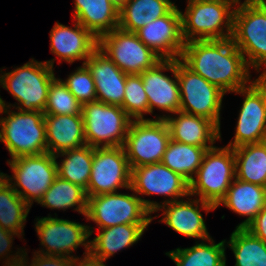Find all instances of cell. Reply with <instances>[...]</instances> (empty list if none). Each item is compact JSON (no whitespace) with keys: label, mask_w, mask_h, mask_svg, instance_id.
Listing matches in <instances>:
<instances>
[{"label":"cell","mask_w":266,"mask_h":266,"mask_svg":"<svg viewBox=\"0 0 266 266\" xmlns=\"http://www.w3.org/2000/svg\"><path fill=\"white\" fill-rule=\"evenodd\" d=\"M180 59L224 93L244 88L250 81V68L231 38L188 41Z\"/></svg>","instance_id":"obj_1"},{"label":"cell","mask_w":266,"mask_h":266,"mask_svg":"<svg viewBox=\"0 0 266 266\" xmlns=\"http://www.w3.org/2000/svg\"><path fill=\"white\" fill-rule=\"evenodd\" d=\"M0 104V113L9 114L5 118H0V141L5 144L11 158L46 153L44 113L40 111L13 112L7 110L11 105L7 106L2 99Z\"/></svg>","instance_id":"obj_2"},{"label":"cell","mask_w":266,"mask_h":266,"mask_svg":"<svg viewBox=\"0 0 266 266\" xmlns=\"http://www.w3.org/2000/svg\"><path fill=\"white\" fill-rule=\"evenodd\" d=\"M233 6L227 0H188L185 13L181 12L185 42L232 38ZM223 25L226 26V34Z\"/></svg>","instance_id":"obj_3"},{"label":"cell","mask_w":266,"mask_h":266,"mask_svg":"<svg viewBox=\"0 0 266 266\" xmlns=\"http://www.w3.org/2000/svg\"><path fill=\"white\" fill-rule=\"evenodd\" d=\"M159 206L140 196L115 192L88 197L85 216L95 222L99 230L119 224H150L154 217L149 214Z\"/></svg>","instance_id":"obj_4"},{"label":"cell","mask_w":266,"mask_h":266,"mask_svg":"<svg viewBox=\"0 0 266 266\" xmlns=\"http://www.w3.org/2000/svg\"><path fill=\"white\" fill-rule=\"evenodd\" d=\"M54 59L38 62L34 59L11 72L0 75V83L24 107L18 111L44 112L49 86L55 79Z\"/></svg>","instance_id":"obj_5"},{"label":"cell","mask_w":266,"mask_h":266,"mask_svg":"<svg viewBox=\"0 0 266 266\" xmlns=\"http://www.w3.org/2000/svg\"><path fill=\"white\" fill-rule=\"evenodd\" d=\"M195 175L197 178L189 182L190 196L199 195L200 200L216 207L236 178L233 148L215 146L207 150Z\"/></svg>","instance_id":"obj_6"},{"label":"cell","mask_w":266,"mask_h":266,"mask_svg":"<svg viewBox=\"0 0 266 266\" xmlns=\"http://www.w3.org/2000/svg\"><path fill=\"white\" fill-rule=\"evenodd\" d=\"M86 144L93 148L123 146L131 119L116 105L93 101L82 105Z\"/></svg>","instance_id":"obj_7"},{"label":"cell","mask_w":266,"mask_h":266,"mask_svg":"<svg viewBox=\"0 0 266 266\" xmlns=\"http://www.w3.org/2000/svg\"><path fill=\"white\" fill-rule=\"evenodd\" d=\"M232 40L248 67L266 66V9L259 3L240 4L235 9ZM246 55L248 59H246ZM266 77V70L260 75Z\"/></svg>","instance_id":"obj_8"},{"label":"cell","mask_w":266,"mask_h":266,"mask_svg":"<svg viewBox=\"0 0 266 266\" xmlns=\"http://www.w3.org/2000/svg\"><path fill=\"white\" fill-rule=\"evenodd\" d=\"M170 139L164 119L132 120L123 145L130 168L161 163Z\"/></svg>","instance_id":"obj_9"},{"label":"cell","mask_w":266,"mask_h":266,"mask_svg":"<svg viewBox=\"0 0 266 266\" xmlns=\"http://www.w3.org/2000/svg\"><path fill=\"white\" fill-rule=\"evenodd\" d=\"M8 164L14 175H6V180L30 207L34 200L38 202L42 198L58 176L56 158L48 152L11 159ZM13 178L15 182L12 185Z\"/></svg>","instance_id":"obj_10"},{"label":"cell","mask_w":266,"mask_h":266,"mask_svg":"<svg viewBox=\"0 0 266 266\" xmlns=\"http://www.w3.org/2000/svg\"><path fill=\"white\" fill-rule=\"evenodd\" d=\"M98 49L127 75L140 74L162 60L135 32L119 27L98 38Z\"/></svg>","instance_id":"obj_11"},{"label":"cell","mask_w":266,"mask_h":266,"mask_svg":"<svg viewBox=\"0 0 266 266\" xmlns=\"http://www.w3.org/2000/svg\"><path fill=\"white\" fill-rule=\"evenodd\" d=\"M180 111L201 116L220 128V110L224 92L189 69L177 59Z\"/></svg>","instance_id":"obj_12"},{"label":"cell","mask_w":266,"mask_h":266,"mask_svg":"<svg viewBox=\"0 0 266 266\" xmlns=\"http://www.w3.org/2000/svg\"><path fill=\"white\" fill-rule=\"evenodd\" d=\"M131 168L123 146L93 148L87 198L115 193L118 188L130 189Z\"/></svg>","instance_id":"obj_13"},{"label":"cell","mask_w":266,"mask_h":266,"mask_svg":"<svg viewBox=\"0 0 266 266\" xmlns=\"http://www.w3.org/2000/svg\"><path fill=\"white\" fill-rule=\"evenodd\" d=\"M249 83V86L235 91L245 95V99L239 113L234 142L227 145L230 148L266 141V77L259 76Z\"/></svg>","instance_id":"obj_14"},{"label":"cell","mask_w":266,"mask_h":266,"mask_svg":"<svg viewBox=\"0 0 266 266\" xmlns=\"http://www.w3.org/2000/svg\"><path fill=\"white\" fill-rule=\"evenodd\" d=\"M35 227L41 245L47 248L46 252L41 250L37 253L74 259L70 253L82 245L87 251L83 254H89L87 239L93 233L92 227L89 230L90 226L51 216L38 218Z\"/></svg>","instance_id":"obj_15"},{"label":"cell","mask_w":266,"mask_h":266,"mask_svg":"<svg viewBox=\"0 0 266 266\" xmlns=\"http://www.w3.org/2000/svg\"><path fill=\"white\" fill-rule=\"evenodd\" d=\"M135 33L161 59L181 58L186 42L182 35L181 11L176 6Z\"/></svg>","instance_id":"obj_16"},{"label":"cell","mask_w":266,"mask_h":266,"mask_svg":"<svg viewBox=\"0 0 266 266\" xmlns=\"http://www.w3.org/2000/svg\"><path fill=\"white\" fill-rule=\"evenodd\" d=\"M130 189L137 195L159 194L171 197V201L165 200L162 204L190 196L189 182L162 163L131 168Z\"/></svg>","instance_id":"obj_17"},{"label":"cell","mask_w":266,"mask_h":266,"mask_svg":"<svg viewBox=\"0 0 266 266\" xmlns=\"http://www.w3.org/2000/svg\"><path fill=\"white\" fill-rule=\"evenodd\" d=\"M166 70L174 74V80L162 73ZM140 75L148 98L149 113H153L155 107L171 113L180 111L177 59H162Z\"/></svg>","instance_id":"obj_18"},{"label":"cell","mask_w":266,"mask_h":266,"mask_svg":"<svg viewBox=\"0 0 266 266\" xmlns=\"http://www.w3.org/2000/svg\"><path fill=\"white\" fill-rule=\"evenodd\" d=\"M83 64L88 67L94 80L96 100L121 107L127 74L98 48Z\"/></svg>","instance_id":"obj_19"},{"label":"cell","mask_w":266,"mask_h":266,"mask_svg":"<svg viewBox=\"0 0 266 266\" xmlns=\"http://www.w3.org/2000/svg\"><path fill=\"white\" fill-rule=\"evenodd\" d=\"M199 202H201V209L207 213L216 209L213 204L197 198V200L183 201L181 199L161 204L155 212L164 208L162 222L181 235L208 241L211 237L200 213Z\"/></svg>","instance_id":"obj_20"},{"label":"cell","mask_w":266,"mask_h":266,"mask_svg":"<svg viewBox=\"0 0 266 266\" xmlns=\"http://www.w3.org/2000/svg\"><path fill=\"white\" fill-rule=\"evenodd\" d=\"M74 29L60 23L54 25L50 32L51 53L68 63L87 60L98 48V39L77 21Z\"/></svg>","instance_id":"obj_21"},{"label":"cell","mask_w":266,"mask_h":266,"mask_svg":"<svg viewBox=\"0 0 266 266\" xmlns=\"http://www.w3.org/2000/svg\"><path fill=\"white\" fill-rule=\"evenodd\" d=\"M175 114L178 117L163 115L157 118L166 121L172 140L209 150L215 147L213 146L215 140L221 138L220 128L209 119L182 111H177Z\"/></svg>","instance_id":"obj_22"},{"label":"cell","mask_w":266,"mask_h":266,"mask_svg":"<svg viewBox=\"0 0 266 266\" xmlns=\"http://www.w3.org/2000/svg\"><path fill=\"white\" fill-rule=\"evenodd\" d=\"M47 152L53 155L86 145L82 114H44Z\"/></svg>","instance_id":"obj_23"},{"label":"cell","mask_w":266,"mask_h":266,"mask_svg":"<svg viewBox=\"0 0 266 266\" xmlns=\"http://www.w3.org/2000/svg\"><path fill=\"white\" fill-rule=\"evenodd\" d=\"M74 8V19L97 39L119 26V7L111 0H75Z\"/></svg>","instance_id":"obj_24"},{"label":"cell","mask_w":266,"mask_h":266,"mask_svg":"<svg viewBox=\"0 0 266 266\" xmlns=\"http://www.w3.org/2000/svg\"><path fill=\"white\" fill-rule=\"evenodd\" d=\"M221 204L239 215L249 216L237 226L245 228L266 206V187L235 178L216 208Z\"/></svg>","instance_id":"obj_25"},{"label":"cell","mask_w":266,"mask_h":266,"mask_svg":"<svg viewBox=\"0 0 266 266\" xmlns=\"http://www.w3.org/2000/svg\"><path fill=\"white\" fill-rule=\"evenodd\" d=\"M148 225L119 224L103 228L92 241H89V254L94 258L106 261L117 251L136 243Z\"/></svg>","instance_id":"obj_26"},{"label":"cell","mask_w":266,"mask_h":266,"mask_svg":"<svg viewBox=\"0 0 266 266\" xmlns=\"http://www.w3.org/2000/svg\"><path fill=\"white\" fill-rule=\"evenodd\" d=\"M175 3L170 0H126L119 7V28L136 32L146 24L167 15Z\"/></svg>","instance_id":"obj_27"},{"label":"cell","mask_w":266,"mask_h":266,"mask_svg":"<svg viewBox=\"0 0 266 266\" xmlns=\"http://www.w3.org/2000/svg\"><path fill=\"white\" fill-rule=\"evenodd\" d=\"M236 178L266 187V141L233 148Z\"/></svg>","instance_id":"obj_28"},{"label":"cell","mask_w":266,"mask_h":266,"mask_svg":"<svg viewBox=\"0 0 266 266\" xmlns=\"http://www.w3.org/2000/svg\"><path fill=\"white\" fill-rule=\"evenodd\" d=\"M206 151L204 147L170 139L161 163L190 182L197 173Z\"/></svg>","instance_id":"obj_29"},{"label":"cell","mask_w":266,"mask_h":266,"mask_svg":"<svg viewBox=\"0 0 266 266\" xmlns=\"http://www.w3.org/2000/svg\"><path fill=\"white\" fill-rule=\"evenodd\" d=\"M60 154L66 157L61 164L57 162L58 176L86 191L91 174L93 147L86 144L80 148L65 150L54 155L55 158Z\"/></svg>","instance_id":"obj_30"},{"label":"cell","mask_w":266,"mask_h":266,"mask_svg":"<svg viewBox=\"0 0 266 266\" xmlns=\"http://www.w3.org/2000/svg\"><path fill=\"white\" fill-rule=\"evenodd\" d=\"M210 244L197 243L190 248H177L168 255L176 266H226L225 241L217 244L210 238Z\"/></svg>","instance_id":"obj_31"},{"label":"cell","mask_w":266,"mask_h":266,"mask_svg":"<svg viewBox=\"0 0 266 266\" xmlns=\"http://www.w3.org/2000/svg\"><path fill=\"white\" fill-rule=\"evenodd\" d=\"M88 198L86 191L67 180L57 176L38 201L39 204L51 209L66 210L76 206L75 210L86 215Z\"/></svg>","instance_id":"obj_32"},{"label":"cell","mask_w":266,"mask_h":266,"mask_svg":"<svg viewBox=\"0 0 266 266\" xmlns=\"http://www.w3.org/2000/svg\"><path fill=\"white\" fill-rule=\"evenodd\" d=\"M30 206L5 180L0 185V227L11 233L22 235Z\"/></svg>","instance_id":"obj_33"},{"label":"cell","mask_w":266,"mask_h":266,"mask_svg":"<svg viewBox=\"0 0 266 266\" xmlns=\"http://www.w3.org/2000/svg\"><path fill=\"white\" fill-rule=\"evenodd\" d=\"M236 258L235 266H266V243L245 228H237L227 243Z\"/></svg>","instance_id":"obj_34"},{"label":"cell","mask_w":266,"mask_h":266,"mask_svg":"<svg viewBox=\"0 0 266 266\" xmlns=\"http://www.w3.org/2000/svg\"><path fill=\"white\" fill-rule=\"evenodd\" d=\"M82 104L68 90L61 79H54L47 96L44 114L74 115L81 114Z\"/></svg>","instance_id":"obj_35"},{"label":"cell","mask_w":266,"mask_h":266,"mask_svg":"<svg viewBox=\"0 0 266 266\" xmlns=\"http://www.w3.org/2000/svg\"><path fill=\"white\" fill-rule=\"evenodd\" d=\"M121 107L130 118L136 120H144L143 113H149L148 98L140 74L127 75Z\"/></svg>","instance_id":"obj_36"},{"label":"cell","mask_w":266,"mask_h":266,"mask_svg":"<svg viewBox=\"0 0 266 266\" xmlns=\"http://www.w3.org/2000/svg\"><path fill=\"white\" fill-rule=\"evenodd\" d=\"M62 82L82 105L96 101L95 83L90 70L85 64L78 67L74 73L70 74V76Z\"/></svg>","instance_id":"obj_37"},{"label":"cell","mask_w":266,"mask_h":266,"mask_svg":"<svg viewBox=\"0 0 266 266\" xmlns=\"http://www.w3.org/2000/svg\"><path fill=\"white\" fill-rule=\"evenodd\" d=\"M32 263L28 266H71L72 259L64 256L43 255L34 253ZM27 253L25 252V266Z\"/></svg>","instance_id":"obj_38"},{"label":"cell","mask_w":266,"mask_h":266,"mask_svg":"<svg viewBox=\"0 0 266 266\" xmlns=\"http://www.w3.org/2000/svg\"><path fill=\"white\" fill-rule=\"evenodd\" d=\"M245 229L266 243V206L245 227Z\"/></svg>","instance_id":"obj_39"},{"label":"cell","mask_w":266,"mask_h":266,"mask_svg":"<svg viewBox=\"0 0 266 266\" xmlns=\"http://www.w3.org/2000/svg\"><path fill=\"white\" fill-rule=\"evenodd\" d=\"M13 235H18L20 237V234L11 233L0 227V256L9 251L12 246Z\"/></svg>","instance_id":"obj_40"},{"label":"cell","mask_w":266,"mask_h":266,"mask_svg":"<svg viewBox=\"0 0 266 266\" xmlns=\"http://www.w3.org/2000/svg\"><path fill=\"white\" fill-rule=\"evenodd\" d=\"M79 257L72 259L71 266H106L103 260L94 258L90 254H85L84 259L80 261ZM80 261V262H79Z\"/></svg>","instance_id":"obj_41"},{"label":"cell","mask_w":266,"mask_h":266,"mask_svg":"<svg viewBox=\"0 0 266 266\" xmlns=\"http://www.w3.org/2000/svg\"><path fill=\"white\" fill-rule=\"evenodd\" d=\"M20 252L18 251L16 254L17 255H15V256H13L12 258H7V262L5 263L6 264V266H25V253H24V251L22 250V253H20ZM19 254V255H18ZM18 257V258H17Z\"/></svg>","instance_id":"obj_42"},{"label":"cell","mask_w":266,"mask_h":266,"mask_svg":"<svg viewBox=\"0 0 266 266\" xmlns=\"http://www.w3.org/2000/svg\"><path fill=\"white\" fill-rule=\"evenodd\" d=\"M231 3H233L234 5L239 4L240 5V1L239 0H227ZM260 0H245L242 4H250V3H257Z\"/></svg>","instance_id":"obj_43"},{"label":"cell","mask_w":266,"mask_h":266,"mask_svg":"<svg viewBox=\"0 0 266 266\" xmlns=\"http://www.w3.org/2000/svg\"><path fill=\"white\" fill-rule=\"evenodd\" d=\"M113 3H115L118 7H120L126 0H111Z\"/></svg>","instance_id":"obj_44"},{"label":"cell","mask_w":266,"mask_h":266,"mask_svg":"<svg viewBox=\"0 0 266 266\" xmlns=\"http://www.w3.org/2000/svg\"><path fill=\"white\" fill-rule=\"evenodd\" d=\"M6 180V174L0 172V185Z\"/></svg>","instance_id":"obj_45"},{"label":"cell","mask_w":266,"mask_h":266,"mask_svg":"<svg viewBox=\"0 0 266 266\" xmlns=\"http://www.w3.org/2000/svg\"><path fill=\"white\" fill-rule=\"evenodd\" d=\"M259 3L266 9V1L260 0Z\"/></svg>","instance_id":"obj_46"}]
</instances>
